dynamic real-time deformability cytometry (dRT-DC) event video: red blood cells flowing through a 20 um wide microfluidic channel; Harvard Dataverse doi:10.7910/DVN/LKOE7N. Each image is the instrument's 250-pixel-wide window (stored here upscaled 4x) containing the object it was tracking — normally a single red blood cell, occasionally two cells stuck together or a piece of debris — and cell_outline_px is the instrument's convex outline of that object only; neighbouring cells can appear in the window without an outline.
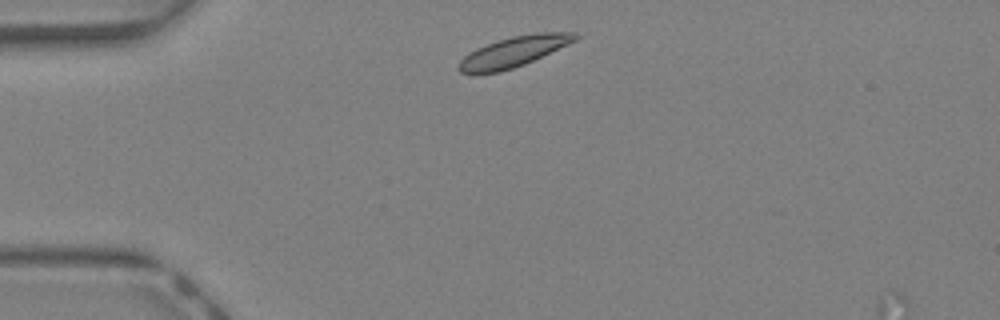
{"species": "Egyptian fruit bat (a non-hibernating species)", "species_latin": "Rousettus aegyptiacus", "temperature_condition": "warm", "stored_images_in_passage": 5, "camera_frame_rate_fps": 3000, "um_per_image_px": 0.085, "animal": {"sex": "female"}, "frame": {"image": 1, "passage_image": 1, "time_ms": 0.0, "image_size_px": [1000, 320], "cell_outline_px": [[580, 36], [576, 40], [568, 44], [524, 64], [500, 72], [460, 72], [456, 68], [460, 60], [468, 52], [476, 48], [512, 36], [536, 32], [576, 32]], "centroid_in_image_um": [43.67, 4.37], "position_along_channel_um": 41.3, "area_um2": 20.29}}